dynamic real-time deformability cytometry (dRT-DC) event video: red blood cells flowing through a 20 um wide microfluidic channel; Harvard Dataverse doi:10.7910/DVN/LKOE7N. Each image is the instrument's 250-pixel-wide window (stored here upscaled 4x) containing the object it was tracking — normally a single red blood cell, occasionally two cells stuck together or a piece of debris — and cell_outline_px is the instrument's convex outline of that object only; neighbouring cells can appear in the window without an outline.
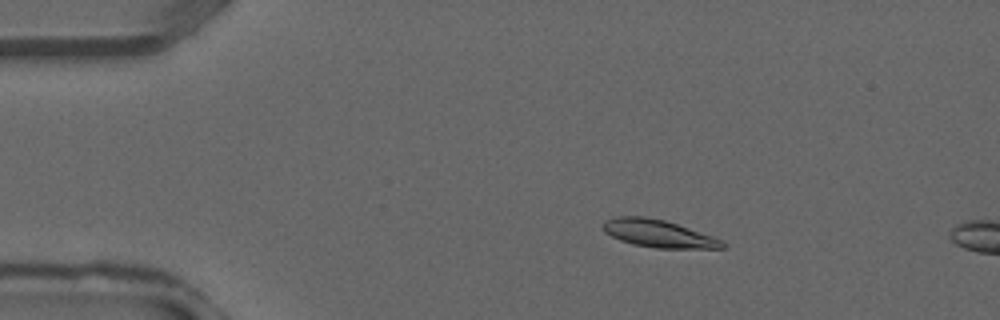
{"species": "common noctule bat (a hibernating species)", "species_latin": "Nyctalus noctula", "temperature_condition": "warm", "stored_images_in_passage": 9, "camera_frame_rate_fps": 3000, "um_per_image_px": 0.085, "animal": {"sex": "male", "forearm_length_mm": 52.5}, "frame": {"image": 1, "passage_image": 6, "time_ms": 1.667, "image_size_px": [1000, 320], "cell_outline_px": [[728, 244], [724, 248], [656, 248], [632, 244], [620, 240], [604, 232], [600, 224], [604, 220], [616, 216], [644, 216], [664, 220], [724, 240]], "centroid_in_image_um": [55.93, 19.85], "position_along_channel_um": 29.1, "area_um2": 19.25}}